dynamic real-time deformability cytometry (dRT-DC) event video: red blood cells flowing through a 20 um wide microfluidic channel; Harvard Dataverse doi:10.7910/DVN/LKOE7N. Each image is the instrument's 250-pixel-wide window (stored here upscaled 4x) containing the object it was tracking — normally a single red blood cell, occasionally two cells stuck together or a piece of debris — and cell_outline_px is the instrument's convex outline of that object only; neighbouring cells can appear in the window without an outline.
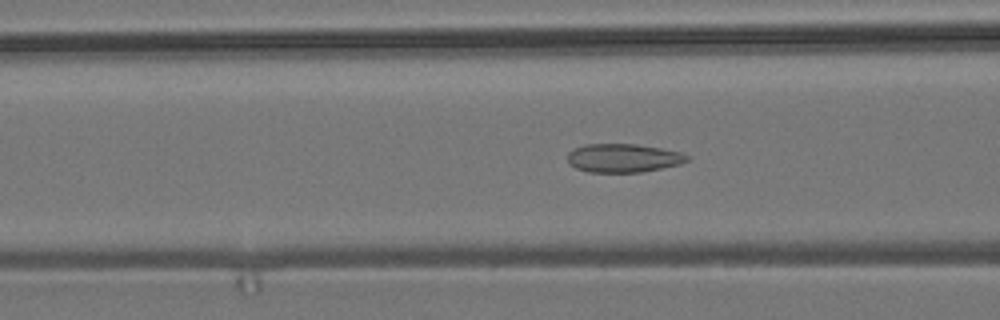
{"species": "common noctule bat (a hibernating species)", "species_latin": "Nyctalus noctula", "temperature_condition": "room temperature", "stored_images_in_passage": 57, "camera_frame_rate_fps": 3000, "um_per_image_px": 0.085, "animal": {"sex": "male", "body_mass_g": 19.2, "forearm_length_mm": 51.8}, "frame": {"image": 1, "passage_image": 22, "time_ms": 7.0, "image_size_px": [1000, 320], "cell_outline_px": [[688, 160], [680, 164], [640, 172], [588, 172], [576, 168], [568, 164], [568, 152], [584, 144], [636, 144], [660, 148], [680, 152], [688, 156]], "centroid_in_image_um": [52.94, 13.43], "position_along_channel_um": 113.7, "area_um2": 19.77}}
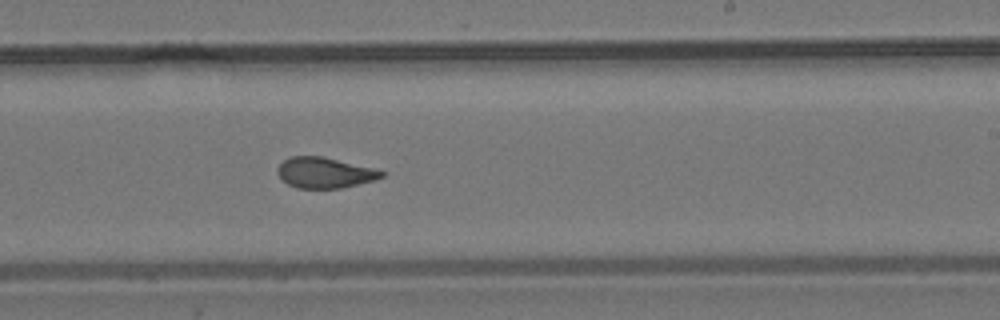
{"frame": {"image": 2, "passage_image": 34, "time_ms": 11.0, "image_size_px": [1000, 320], "cell_outline_px": [[388, 172], [384, 176], [376, 180], [340, 188], [296, 188], [288, 184], [276, 172], [280, 164], [284, 160], [292, 156], [324, 156], [376, 168]], "centroid_in_image_um": [27.67, 14.67], "position_along_channel_um": 261.3, "area_um2": 18.79}}
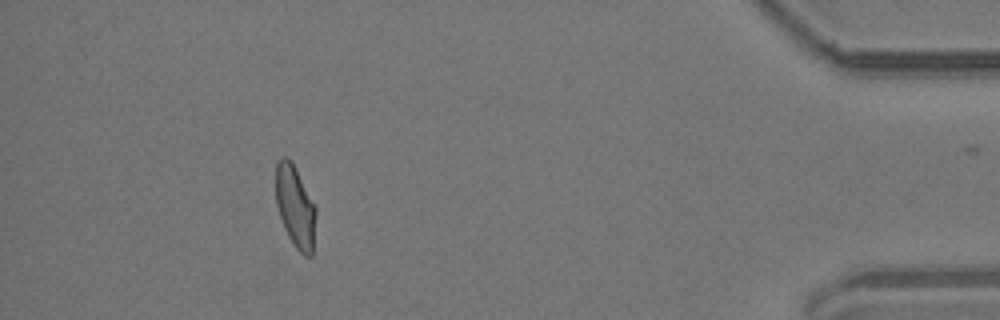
{"frame": {"image": 3, "passage_image": 51, "time_ms": 16.667, "image_size_px": [1000, 320], "cell_outline_px": [[316, 212], [312, 256], [304, 256], [296, 248], [288, 236], [284, 228], [276, 204], [276, 160], [280, 156], [284, 156], [292, 160], [316, 204]], "centroid_in_image_um": [25.1, 17.51], "position_along_channel_um": 410.1, "area_um2": 19.54}, "authors_computed_cell_mechanics": {"area_um2": 19.7098, "velocity_mm_per_s": 3.6988, "shape_relaxation_time_tau1_ms": null, "shape_relaxation_time_tau2_ms": 1.1685, "deformation_change_tau1": null, "deformation_change_tau2": 0.0704}}